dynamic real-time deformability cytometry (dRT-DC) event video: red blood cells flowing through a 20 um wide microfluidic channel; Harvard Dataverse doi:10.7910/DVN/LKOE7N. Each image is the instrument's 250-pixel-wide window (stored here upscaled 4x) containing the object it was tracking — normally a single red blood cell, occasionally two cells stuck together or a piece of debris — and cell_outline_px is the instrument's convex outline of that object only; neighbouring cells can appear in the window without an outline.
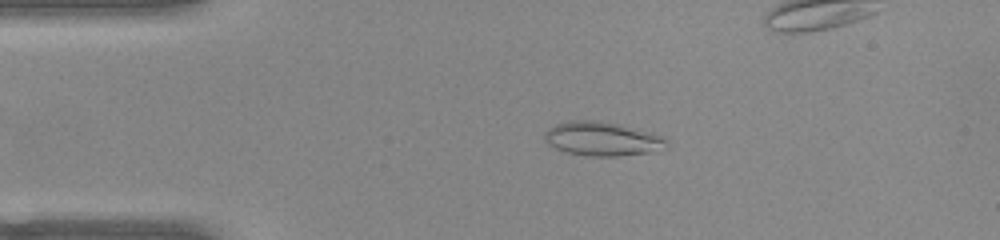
{"species": "common noctule bat (a hibernating species)", "species_latin": "Nyctalus noctula", "temperature_condition": "warm", "stored_images_in_passage": 46, "segment_of_instrument_passage": [1, 3], "camera_frame_rate_fps": 3000, "um_per_image_px": 0.085, "animal": {"sex": "female", "body_mass_g": 22.0, "forearm_length_mm": 56.7}, "frame": {"image": 1, "passage_image": 4, "time_ms": 1.0, "image_size_px": [1000, 240], "cell_outline_px": [[668, 148], [648, 152], [620, 156], [584, 156], [564, 152], [548, 144], [544, 140], [544, 132], [548, 128], [556, 124], [568, 120], [600, 120], [620, 124], [652, 132], [664, 136], [668, 140]], "centroid_in_image_um": [51.2, 11.79], "position_along_channel_um": 33.8, "area_um2": 24.68}}
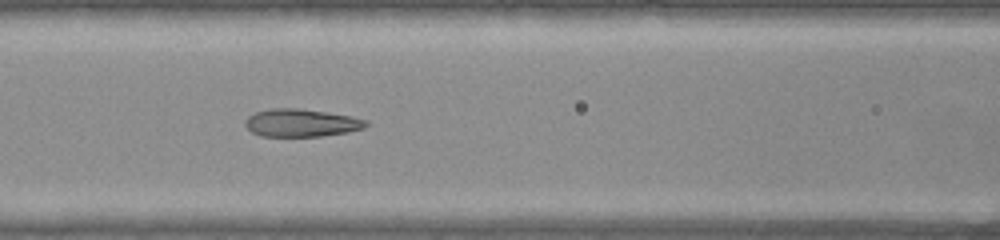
{"frame": {"image": 2, "passage_image": 15, "time_ms": 4.667, "image_size_px": [1000, 240], "cell_outline_px": [[368, 124], [364, 128], [348, 132], [320, 136], [260, 136], [252, 132], [244, 124], [244, 120], [248, 116], [256, 112], [272, 108], [296, 108], [352, 116], [368, 120]], "centroid_in_image_um": [25.6, 10.44], "position_along_channel_um": 141.0, "area_um2": 19.48}}
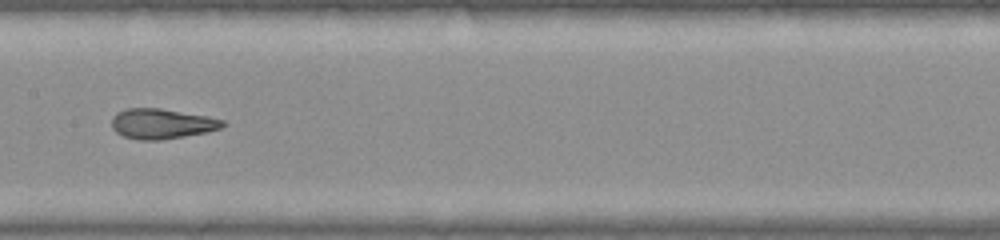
{"frame": {"image": 3, "passage_image": 19, "time_ms": 6.0, "image_size_px": [1000, 240], "cell_outline_px": [[228, 124], [220, 128], [208, 132], [160, 140], [140, 140], [124, 136], [116, 132], [112, 128], [112, 116], [116, 112], [124, 108], [160, 108], [208, 116], [224, 120]], "centroid_in_image_um": [13.75, 10.51], "position_along_channel_um": 193.6, "area_um2": 19.65}}